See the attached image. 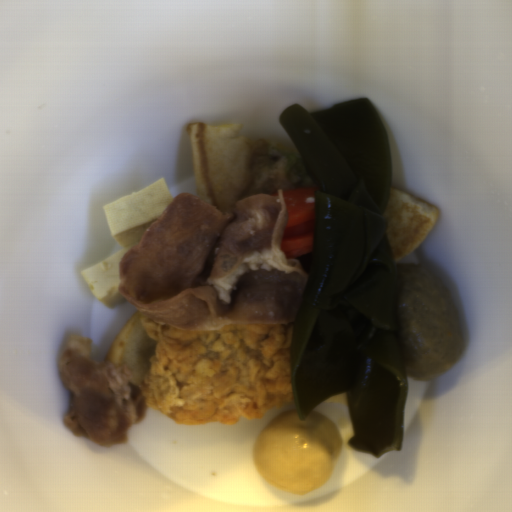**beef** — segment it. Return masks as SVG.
I'll list each match as a JSON object with an SVG mask.
<instances>
[{
  "mask_svg": "<svg viewBox=\"0 0 512 512\" xmlns=\"http://www.w3.org/2000/svg\"><path fill=\"white\" fill-rule=\"evenodd\" d=\"M284 191L228 211L176 194L120 259L118 286L132 309L172 328L298 320L309 275L285 257Z\"/></svg>",
  "mask_w": 512,
  "mask_h": 512,
  "instance_id": "33117281",
  "label": "beef"
},
{
  "mask_svg": "<svg viewBox=\"0 0 512 512\" xmlns=\"http://www.w3.org/2000/svg\"><path fill=\"white\" fill-rule=\"evenodd\" d=\"M57 371L72 397L62 425L76 438L117 446L146 417V399L131 382L129 366L94 358L89 337L68 336Z\"/></svg>",
  "mask_w": 512,
  "mask_h": 512,
  "instance_id": "835553da",
  "label": "beef"
}]
</instances>
